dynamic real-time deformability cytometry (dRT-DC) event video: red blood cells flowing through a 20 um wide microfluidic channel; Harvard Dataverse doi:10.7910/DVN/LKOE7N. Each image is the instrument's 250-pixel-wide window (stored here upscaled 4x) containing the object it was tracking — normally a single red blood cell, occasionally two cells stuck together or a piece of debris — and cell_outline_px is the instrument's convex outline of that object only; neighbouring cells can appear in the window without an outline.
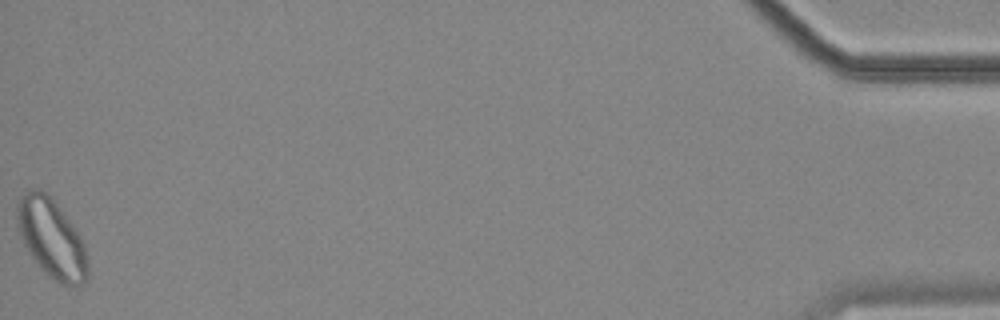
{"species": "common noctule bat (a hibernating species)", "species_latin": "Nyctalus noctula", "temperature_condition": "cold", "stored_images_in_passage": 56, "camera_frame_rate_fps": 3000, "um_per_image_px": 0.085, "animal": {"sex": "female", "body_mass_g": 18.4}, "frame": {"image": 1, "passage_image": 56, "time_ms": 18.333, "image_size_px": [1000, 320], "cell_outline_px": [[88, 280], [84, 284], [76, 288], [60, 284], [48, 276], [40, 268], [32, 256], [20, 232], [16, 216], [16, 204], [28, 192], [36, 188], [40, 188], [52, 196], [80, 236], [84, 244], [88, 264]], "centroid_in_image_um": [4.44, 20.31], "position_along_channel_um": 430.8, "area_um2": 32.31}, "authors_computed_cell_mechanics": {"area_um2": 26.6747, "velocity_mm_per_s": 3.4842, "shape_relaxation_time_tau1_ms": null, "shape_relaxation_time_tau2_ms": 2.4657, "deformation_change_tau1": null, "deformation_change_tau2": 0.0794}}